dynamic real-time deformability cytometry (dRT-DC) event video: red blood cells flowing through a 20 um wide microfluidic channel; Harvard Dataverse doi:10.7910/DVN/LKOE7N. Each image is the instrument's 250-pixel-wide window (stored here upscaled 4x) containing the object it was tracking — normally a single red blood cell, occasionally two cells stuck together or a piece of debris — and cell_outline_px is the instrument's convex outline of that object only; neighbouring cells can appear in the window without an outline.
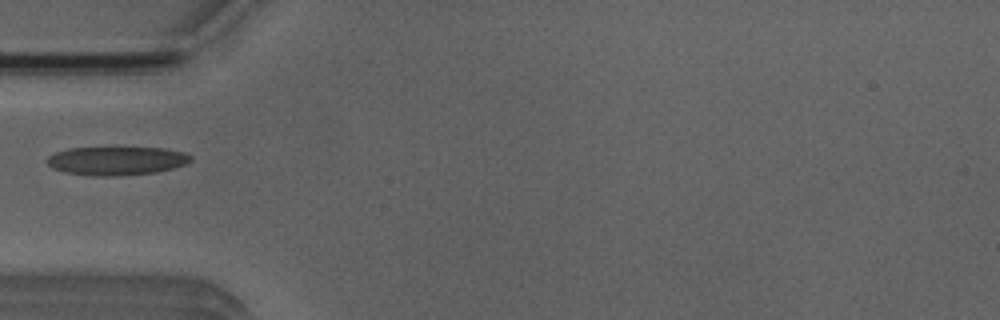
{"species": "Egyptian fruit bat (a non-hibernating species)", "species_latin": "Rousettus aegyptiacus", "temperature_condition": "room temperature", "stored_images_in_passage": 36, "camera_frame_rate_fps": 3000, "um_per_image_px": 0.085, "animal": {"sex": "male"}, "frame": {"image": 1, "passage_image": 1, "time_ms": 0.0, "image_size_px": [1000, 320], "cell_outline_px": [[192, 160], [184, 164], [172, 168], [156, 172], [120, 176], [92, 176], [64, 172], [52, 168], [44, 160], [48, 156], [56, 152], [68, 148], [164, 148], [184, 152], [192, 156]], "centroid_in_image_um": [9.87, 13.67], "position_along_channel_um": 75.1, "area_um2": 23.99}}
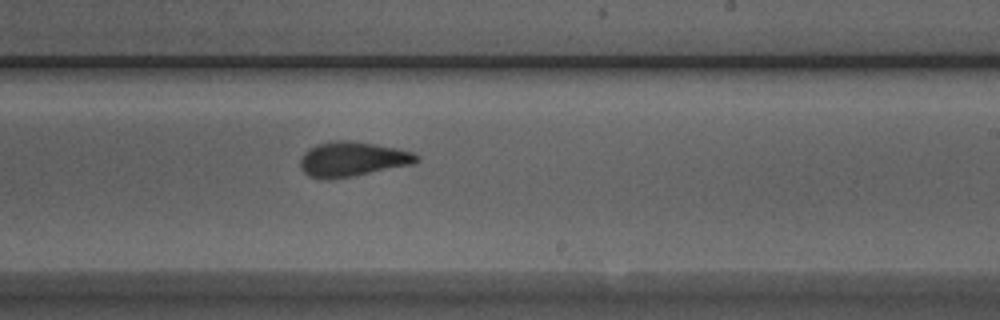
{"frame": {"image": 2, "passage_image": 15, "time_ms": 4.667, "image_size_px": [1000, 320], "cell_outline_px": [[420, 160], [412, 164], [352, 176], [308, 176], [300, 168], [300, 160], [304, 152], [308, 148], [316, 144], [332, 140], [352, 140], [376, 144], [396, 148], [412, 152], [420, 156]], "centroid_in_image_um": [29.97, 13.47], "position_along_channel_um": 259.0, "area_um2": 23.06}}
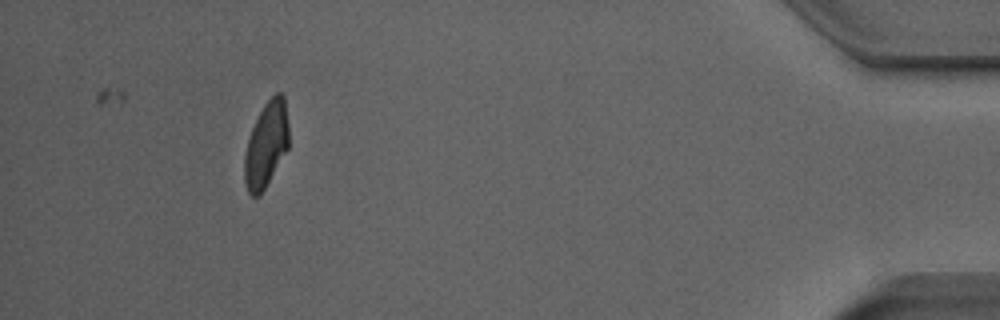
{"frame": {"image": 3, "passage_image": 32, "time_ms": 10.333, "image_size_px": [1000, 320], "cell_outline_px": [[288, 148], [260, 196], [252, 196], [248, 192], [244, 180], [244, 156], [248, 140], [252, 128], [264, 104], [276, 92], [280, 92], [284, 96], [288, 124]], "centroid_in_image_um": [22.62, 12.3], "position_along_channel_um": 412.6, "area_um2": 21.85}}